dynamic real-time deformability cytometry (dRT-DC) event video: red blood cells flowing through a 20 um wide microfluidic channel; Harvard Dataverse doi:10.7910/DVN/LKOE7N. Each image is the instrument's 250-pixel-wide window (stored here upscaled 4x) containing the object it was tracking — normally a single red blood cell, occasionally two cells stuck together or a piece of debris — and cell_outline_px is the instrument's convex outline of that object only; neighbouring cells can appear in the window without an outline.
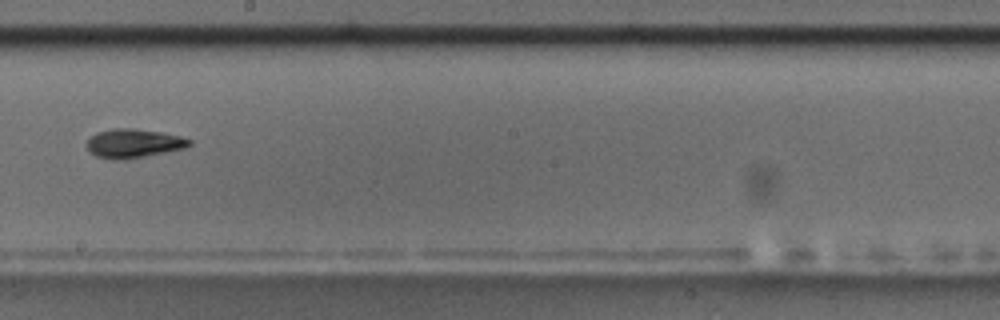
{"species": "common noctule bat (a hibernating species)", "species_latin": "Nyctalus noctula", "temperature_condition": "room temperature", "stored_images_in_passage": 12, "camera_frame_rate_fps": 3000, "um_per_image_px": 0.085, "animal": {"sex": "male", "body_mass_g": 17.5, "forearm_length_mm": 52.3}, "frame": {"image": 1, "passage_image": 6, "time_ms": 6.667, "image_size_px": [1000, 320], "cell_outline_px": [[192, 144], [184, 148], [124, 160], [112, 160], [96, 156], [88, 152], [88, 140], [96, 132], [112, 128], [132, 128], [160, 132], [180, 136], [192, 140]], "centroid_in_image_um": [11.33, 12.19], "position_along_channel_um": 236.9, "area_um2": 17.22}}
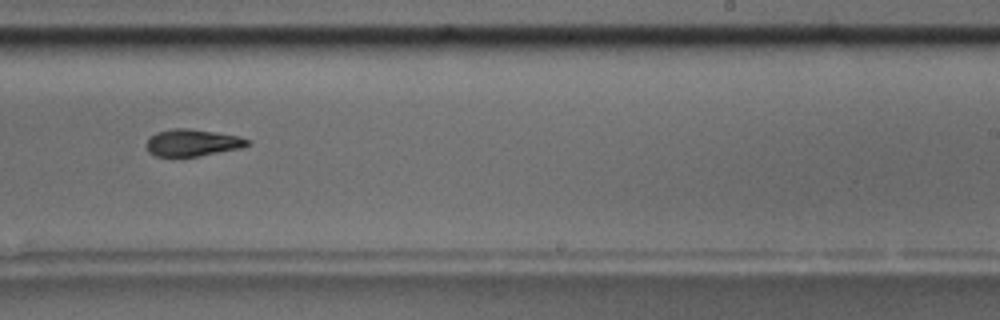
{"frame": {"image": 2, "passage_image": 7, "time_ms": 7.667, "image_size_px": [1000, 320], "cell_outline_px": [[252, 144], [240, 148], [200, 156], [156, 156], [148, 152], [144, 144], [156, 132], [172, 128], [188, 128], [240, 136], [252, 140]], "centroid_in_image_um": [16.38, 12.13], "position_along_channel_um": 272.6, "area_um2": 16.01}, "authors_computed_cell_mechanics": {"area_um2": 16.2996, "velocity_mm_per_s": 3.5817, "shape_relaxation_time_tau1_ms": 2.7609, "shape_relaxation_time_tau2_ms": 5.3009, "deformation_change_tau1": 0.0975, "deformation_change_tau2": 0.1237}}